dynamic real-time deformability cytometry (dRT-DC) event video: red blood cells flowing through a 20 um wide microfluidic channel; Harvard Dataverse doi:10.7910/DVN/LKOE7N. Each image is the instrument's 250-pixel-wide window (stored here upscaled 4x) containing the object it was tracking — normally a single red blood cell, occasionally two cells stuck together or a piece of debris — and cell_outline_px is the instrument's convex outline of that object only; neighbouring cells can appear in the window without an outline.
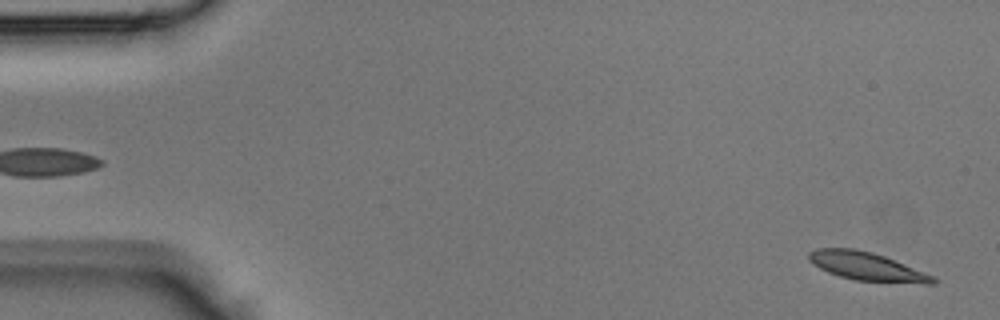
{"species": "Egyptian fruit bat (a non-hibernating species)", "species_latin": "Rousettus aegyptiacus", "temperature_condition": "room temperature", "stored_images_in_passage": 9, "camera_frame_rate_fps": 3000, "um_per_image_px": 0.085, "animal": {"sex": "male"}, "frame": {"image": 1, "passage_image": 1, "time_ms": 0.0, "image_size_px": [1000, 320], "cell_outline_px": [[940, 280], [936, 284], [924, 284], [856, 280], [840, 276], [828, 272], [812, 264], [808, 260], [808, 252], [816, 248], [856, 248], [872, 252], [884, 256], [904, 264], [932, 276]], "centroid_in_image_um": [73.66, 22.64], "position_along_channel_um": 11.3, "area_um2": 20.46}}